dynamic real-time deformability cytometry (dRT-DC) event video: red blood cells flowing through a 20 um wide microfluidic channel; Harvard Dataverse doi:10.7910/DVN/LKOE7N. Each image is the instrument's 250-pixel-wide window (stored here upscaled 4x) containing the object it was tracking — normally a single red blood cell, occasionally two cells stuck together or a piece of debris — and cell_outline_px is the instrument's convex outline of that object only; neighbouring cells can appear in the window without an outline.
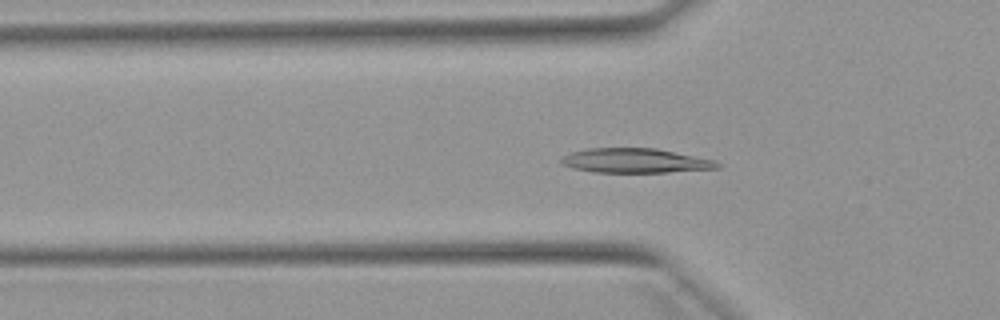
{"species": "Egyptian fruit bat (a non-hibernating species)", "species_latin": "Rousettus aegyptiacus", "temperature_condition": "warm", "stored_images_in_passage": 52, "camera_frame_rate_fps": 3000, "um_per_image_px": 0.085, "animal": {"sex": "female"}, "frame": {"image": 1, "passage_image": 17, "time_ms": 5.333, "image_size_px": [1000, 320], "cell_outline_px": [[720, 168], [668, 172], [592, 172], [572, 168], [560, 164], [560, 160], [564, 156], [572, 152], [588, 148], [656, 148], [716, 160], [720, 164]], "centroid_in_image_um": [54.0, 13.66], "position_along_channel_um": 71.8, "area_um2": 22.31}}
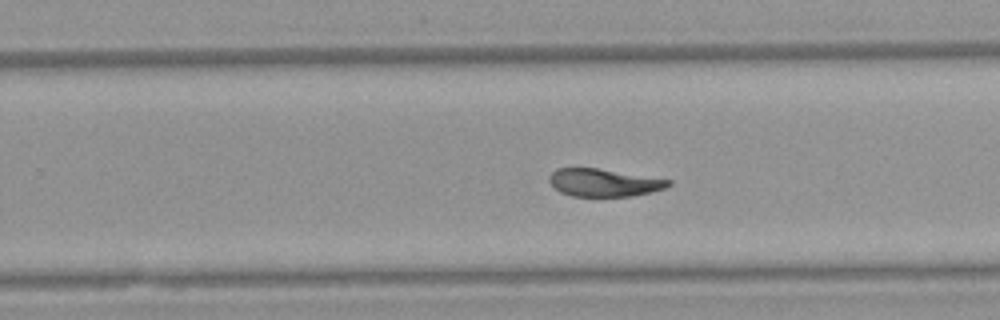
{"frame": {"image": 2, "passage_image": 33, "time_ms": 10.667, "image_size_px": [1000, 320], "cell_outline_px": [[672, 184], [664, 188], [652, 192], [632, 196], [572, 196], [560, 192], [548, 180], [548, 176], [556, 168], [596, 168], [672, 180]], "centroid_in_image_um": [51.32, 15.52], "position_along_channel_um": 278.5, "area_um2": 19.13}}
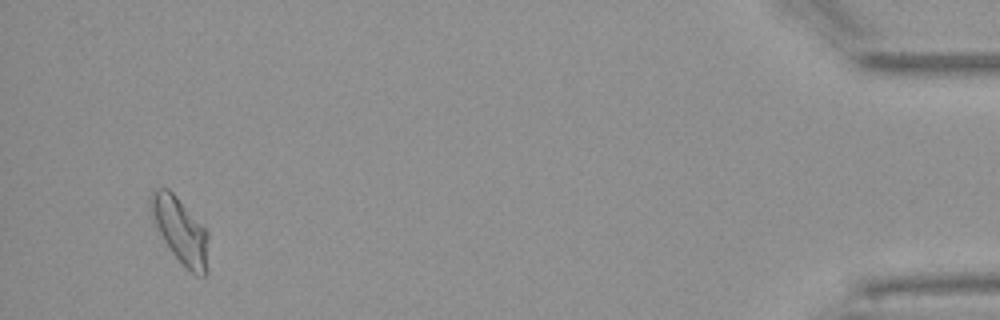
{"frame": {"image": 3, "passage_image": 50, "time_ms": 16.333, "image_size_px": [1000, 320], "cell_outline_px": [[208, 272], [204, 276], [196, 276], [172, 252], [164, 240], [152, 216], [148, 204], [148, 196], [156, 188], [168, 188], [176, 196], [208, 232]], "centroid_in_image_um": [15.33, 19.58], "position_along_channel_um": 419.9, "area_um2": 21.73}, "authors_computed_cell_mechanics": {"area_um2": 21.1837, "velocity_mm_per_s": 3.889, "shape_relaxation_time_tau1_ms": 7.0155, "shape_relaxation_time_tau2_ms": 4.7598, "deformation_change_tau1": 0.2183, "deformation_change_tau2": 0.0919}}